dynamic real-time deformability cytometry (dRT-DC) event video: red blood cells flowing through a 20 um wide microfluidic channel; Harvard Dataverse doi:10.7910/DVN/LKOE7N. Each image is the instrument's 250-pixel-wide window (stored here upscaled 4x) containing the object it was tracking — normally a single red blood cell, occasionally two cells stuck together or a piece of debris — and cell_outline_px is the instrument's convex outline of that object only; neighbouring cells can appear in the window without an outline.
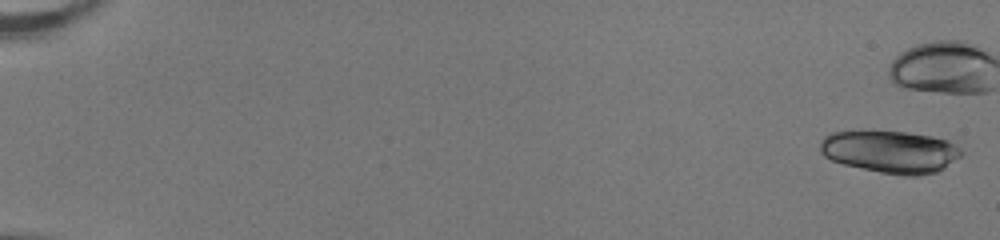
{"species": "human", "species_latin": "Homo sapiens", "temperature_condition": "room temperature", "stored_images_in_passage": 40, "camera_frame_rate_fps": 3000, "um_per_image_px": 0.085, "donor": {"sex": "female"}, "frame": {"image": 1, "passage_image": 1, "time_ms": 0.0, "image_size_px": [1000, 240], "cell_outline_px": [[964, 152], [960, 156], [944, 168], [936, 172], [920, 176], [904, 176], [880, 172], [844, 164], [832, 160], [824, 156], [820, 152], [820, 140], [824, 136], [832, 132], [872, 128], [908, 132], [932, 136], [948, 140], [960, 148]], "centroid_in_image_um": [75.65, 12.85], "position_along_channel_um": 9.4, "area_um2": 35.84}}
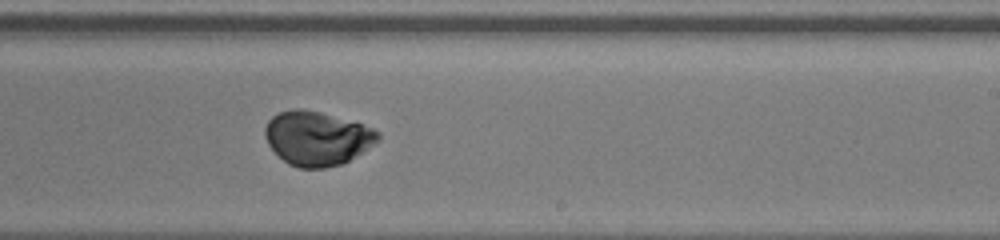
{"frame": {"image": 2, "passage_image": 29, "time_ms": 9.333, "image_size_px": [1000, 240], "cell_outline_px": [[380, 140], [348, 160], [340, 164], [324, 168], [300, 168], [288, 164], [268, 144], [264, 136], [264, 128], [268, 120], [272, 116], [280, 112], [292, 108], [304, 108], [320, 112], [360, 124], [372, 128], [380, 132]], "centroid_in_image_um": [26.91, 11.74], "position_along_channel_um": 262.1, "area_um2": 35.32}}
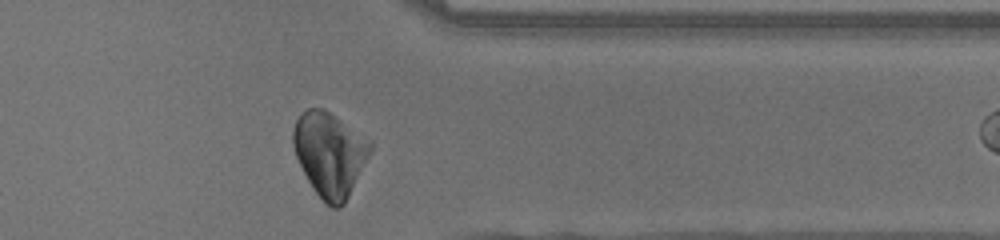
{"frame": {"image": 3, "passage_image": 39, "time_ms": 12.667, "image_size_px": [1000, 240], "cell_outline_px": [[372, 148], [344, 204], [340, 208], [332, 208], [316, 192], [308, 180], [296, 156], [292, 144], [292, 128], [300, 112], [308, 108], [324, 108], [372, 140]], "centroid_in_image_um": [28.01, 13.04], "position_along_channel_um": 383.4, "area_um2": 37.57}}